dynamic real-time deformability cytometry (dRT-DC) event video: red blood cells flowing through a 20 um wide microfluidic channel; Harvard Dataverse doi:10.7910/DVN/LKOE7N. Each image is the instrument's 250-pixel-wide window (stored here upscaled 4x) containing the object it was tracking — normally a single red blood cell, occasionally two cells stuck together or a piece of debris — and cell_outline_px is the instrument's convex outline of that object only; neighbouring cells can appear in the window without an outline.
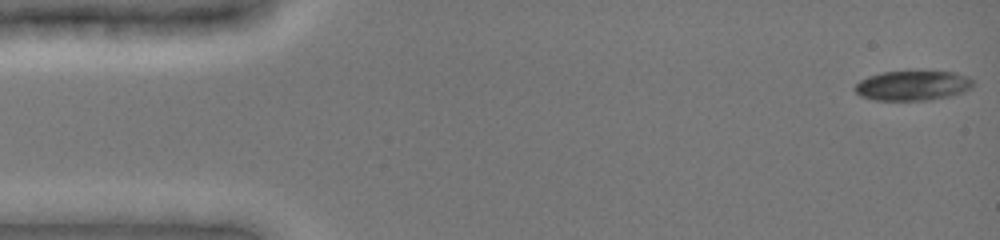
{"species": "common noctule bat (a hibernating species)", "species_latin": "Nyctalus noctula", "temperature_condition": "cold", "stored_images_in_passage": 48, "camera_frame_rate_fps": 3000, "um_per_image_px": 0.085, "animal": {"sex": "female", "body_mass_g": 19.0, "forearm_length_mm": 51.5}, "frame": {"image": 1, "passage_image": 1, "time_ms": 0.0, "image_size_px": [1000, 240], "cell_outline_px": [[976, 84], [972, 88], [964, 92], [948, 96], [928, 100], [876, 100], [860, 96], [856, 92], [856, 84], [860, 80], [868, 76], [880, 72], [956, 72], [968, 76]], "centroid_in_image_um": [77.61, 7.27], "position_along_channel_um": 7.4, "area_um2": 20.46}}
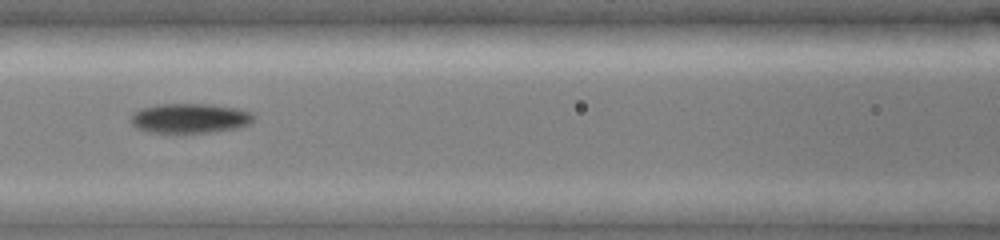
{"frame": {"image": 2, "passage_image": 21, "time_ms": 6.667, "image_size_px": [1000, 240], "cell_outline_px": [[256, 120], [248, 124], [236, 128], [208, 132], [176, 136], [148, 132], [136, 128], [132, 124], [132, 112], [140, 108], [160, 104], [212, 104], [236, 108], [252, 112], [256, 116]], "centroid_in_image_um": [16.12, 10.09], "position_along_channel_um": 150.5, "area_um2": 22.14}}
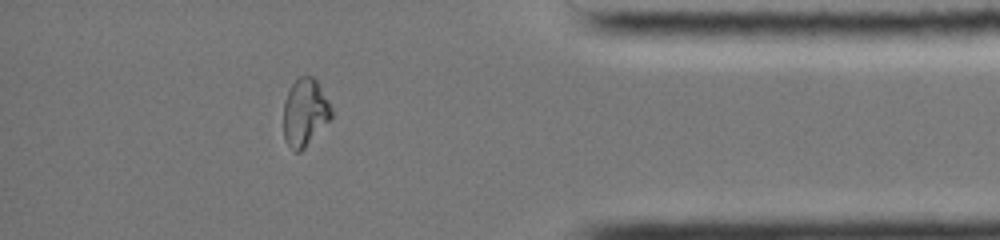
{"frame": {"image": 3, "passage_image": 42, "time_ms": 13.667, "image_size_px": [1000, 240], "cell_outline_px": [[332, 116], [304, 148], [300, 152], [292, 152], [284, 140], [284, 104], [288, 92], [292, 84], [300, 76], [312, 76], [316, 80], [328, 100], [332, 108]], "centroid_in_image_um": [25.9, 9.58], "position_along_channel_um": 409.3, "area_um2": 18.61}, "authors_computed_cell_mechanics": {"area_um2": 20.4612, "velocity_mm_per_s": 3.9568, "shape_relaxation_time_tau1_ms": null, "shape_relaxation_time_tau2_ms": 5.1576, "deformation_change_tau1": null, "deformation_change_tau2": 0.1017}}